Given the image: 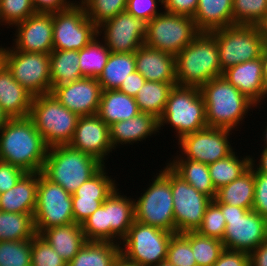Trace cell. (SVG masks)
Masks as SVG:
<instances>
[{"label": "cell", "mask_w": 267, "mask_h": 266, "mask_svg": "<svg viewBox=\"0 0 267 266\" xmlns=\"http://www.w3.org/2000/svg\"><path fill=\"white\" fill-rule=\"evenodd\" d=\"M48 148L29 117L10 119L0 130V160L26 173L42 171Z\"/></svg>", "instance_id": "obj_1"}, {"label": "cell", "mask_w": 267, "mask_h": 266, "mask_svg": "<svg viewBox=\"0 0 267 266\" xmlns=\"http://www.w3.org/2000/svg\"><path fill=\"white\" fill-rule=\"evenodd\" d=\"M179 86L201 88L211 79L223 76L216 39L211 32H200L175 56Z\"/></svg>", "instance_id": "obj_2"}, {"label": "cell", "mask_w": 267, "mask_h": 266, "mask_svg": "<svg viewBox=\"0 0 267 266\" xmlns=\"http://www.w3.org/2000/svg\"><path fill=\"white\" fill-rule=\"evenodd\" d=\"M200 91L205 101L208 127L236 130L250 109L257 107L224 76L211 79Z\"/></svg>", "instance_id": "obj_3"}, {"label": "cell", "mask_w": 267, "mask_h": 266, "mask_svg": "<svg viewBox=\"0 0 267 266\" xmlns=\"http://www.w3.org/2000/svg\"><path fill=\"white\" fill-rule=\"evenodd\" d=\"M104 164L96 157L67 145L48 148L41 173L51 182L73 194L94 176Z\"/></svg>", "instance_id": "obj_4"}, {"label": "cell", "mask_w": 267, "mask_h": 266, "mask_svg": "<svg viewBox=\"0 0 267 266\" xmlns=\"http://www.w3.org/2000/svg\"><path fill=\"white\" fill-rule=\"evenodd\" d=\"M159 130L169 124L178 140L187 134L208 127L206 122V106L200 88L189 86H173L169 92L165 110L158 119Z\"/></svg>", "instance_id": "obj_5"}, {"label": "cell", "mask_w": 267, "mask_h": 266, "mask_svg": "<svg viewBox=\"0 0 267 266\" xmlns=\"http://www.w3.org/2000/svg\"><path fill=\"white\" fill-rule=\"evenodd\" d=\"M29 118L48 147L71 142L80 116L63 106L52 93L33 96Z\"/></svg>", "instance_id": "obj_6"}, {"label": "cell", "mask_w": 267, "mask_h": 266, "mask_svg": "<svg viewBox=\"0 0 267 266\" xmlns=\"http://www.w3.org/2000/svg\"><path fill=\"white\" fill-rule=\"evenodd\" d=\"M156 173L141 196L134 199L135 220L176 233L171 190V168L166 164ZM157 175V176H156Z\"/></svg>", "instance_id": "obj_7"}, {"label": "cell", "mask_w": 267, "mask_h": 266, "mask_svg": "<svg viewBox=\"0 0 267 266\" xmlns=\"http://www.w3.org/2000/svg\"><path fill=\"white\" fill-rule=\"evenodd\" d=\"M216 39L221 69L261 57L265 44L261 26L233 25L211 31Z\"/></svg>", "instance_id": "obj_8"}, {"label": "cell", "mask_w": 267, "mask_h": 266, "mask_svg": "<svg viewBox=\"0 0 267 266\" xmlns=\"http://www.w3.org/2000/svg\"><path fill=\"white\" fill-rule=\"evenodd\" d=\"M226 220L224 237L221 240L225 249L252 252L267 240V219L238 206L216 203Z\"/></svg>", "instance_id": "obj_9"}, {"label": "cell", "mask_w": 267, "mask_h": 266, "mask_svg": "<svg viewBox=\"0 0 267 266\" xmlns=\"http://www.w3.org/2000/svg\"><path fill=\"white\" fill-rule=\"evenodd\" d=\"M174 233L134 220L122 240L121 254L140 266H154L166 261Z\"/></svg>", "instance_id": "obj_10"}, {"label": "cell", "mask_w": 267, "mask_h": 266, "mask_svg": "<svg viewBox=\"0 0 267 266\" xmlns=\"http://www.w3.org/2000/svg\"><path fill=\"white\" fill-rule=\"evenodd\" d=\"M199 33L192 17L163 11L148 22L144 44L176 56Z\"/></svg>", "instance_id": "obj_11"}, {"label": "cell", "mask_w": 267, "mask_h": 266, "mask_svg": "<svg viewBox=\"0 0 267 266\" xmlns=\"http://www.w3.org/2000/svg\"><path fill=\"white\" fill-rule=\"evenodd\" d=\"M36 234L55 226L74 222L72 194L63 187L48 180L39 172L36 207L33 215Z\"/></svg>", "instance_id": "obj_12"}, {"label": "cell", "mask_w": 267, "mask_h": 266, "mask_svg": "<svg viewBox=\"0 0 267 266\" xmlns=\"http://www.w3.org/2000/svg\"><path fill=\"white\" fill-rule=\"evenodd\" d=\"M4 64L14 79L33 96L52 91L50 54L22 52L13 47H4Z\"/></svg>", "instance_id": "obj_13"}, {"label": "cell", "mask_w": 267, "mask_h": 266, "mask_svg": "<svg viewBox=\"0 0 267 266\" xmlns=\"http://www.w3.org/2000/svg\"><path fill=\"white\" fill-rule=\"evenodd\" d=\"M98 37V27L77 1L72 7L53 13V50H81Z\"/></svg>", "instance_id": "obj_14"}, {"label": "cell", "mask_w": 267, "mask_h": 266, "mask_svg": "<svg viewBox=\"0 0 267 266\" xmlns=\"http://www.w3.org/2000/svg\"><path fill=\"white\" fill-rule=\"evenodd\" d=\"M233 131L224 128L206 127L183 136L178 140L179 155L174 159H189L207 165L226 158L234 148L229 142ZM180 156V157H179Z\"/></svg>", "instance_id": "obj_15"}, {"label": "cell", "mask_w": 267, "mask_h": 266, "mask_svg": "<svg viewBox=\"0 0 267 266\" xmlns=\"http://www.w3.org/2000/svg\"><path fill=\"white\" fill-rule=\"evenodd\" d=\"M176 233L197 231L212 199L197 191L171 169Z\"/></svg>", "instance_id": "obj_16"}, {"label": "cell", "mask_w": 267, "mask_h": 266, "mask_svg": "<svg viewBox=\"0 0 267 266\" xmlns=\"http://www.w3.org/2000/svg\"><path fill=\"white\" fill-rule=\"evenodd\" d=\"M148 22L123 11L98 26V36L113 53L135 52L144 44Z\"/></svg>", "instance_id": "obj_17"}, {"label": "cell", "mask_w": 267, "mask_h": 266, "mask_svg": "<svg viewBox=\"0 0 267 266\" xmlns=\"http://www.w3.org/2000/svg\"><path fill=\"white\" fill-rule=\"evenodd\" d=\"M11 46L22 52L50 54L53 51V13H35L15 24Z\"/></svg>", "instance_id": "obj_18"}, {"label": "cell", "mask_w": 267, "mask_h": 266, "mask_svg": "<svg viewBox=\"0 0 267 266\" xmlns=\"http://www.w3.org/2000/svg\"><path fill=\"white\" fill-rule=\"evenodd\" d=\"M51 93L68 110L79 116L98 113L102 93L96 78H81L71 83L54 86Z\"/></svg>", "instance_id": "obj_19"}, {"label": "cell", "mask_w": 267, "mask_h": 266, "mask_svg": "<svg viewBox=\"0 0 267 266\" xmlns=\"http://www.w3.org/2000/svg\"><path fill=\"white\" fill-rule=\"evenodd\" d=\"M69 145L96 157L106 165V157L114 150L110 140V127L96 114L80 116Z\"/></svg>", "instance_id": "obj_20"}, {"label": "cell", "mask_w": 267, "mask_h": 266, "mask_svg": "<svg viewBox=\"0 0 267 266\" xmlns=\"http://www.w3.org/2000/svg\"><path fill=\"white\" fill-rule=\"evenodd\" d=\"M223 76L230 84L251 100L257 108L267 98L261 57L232 66L224 71Z\"/></svg>", "instance_id": "obj_21"}, {"label": "cell", "mask_w": 267, "mask_h": 266, "mask_svg": "<svg viewBox=\"0 0 267 266\" xmlns=\"http://www.w3.org/2000/svg\"><path fill=\"white\" fill-rule=\"evenodd\" d=\"M135 67L146 81L177 85L175 55L173 54L143 44L135 51Z\"/></svg>", "instance_id": "obj_22"}, {"label": "cell", "mask_w": 267, "mask_h": 266, "mask_svg": "<svg viewBox=\"0 0 267 266\" xmlns=\"http://www.w3.org/2000/svg\"><path fill=\"white\" fill-rule=\"evenodd\" d=\"M110 127L112 148L118 145L138 143L159 132L158 119L149 113L140 112L133 118L113 123Z\"/></svg>", "instance_id": "obj_23"}, {"label": "cell", "mask_w": 267, "mask_h": 266, "mask_svg": "<svg viewBox=\"0 0 267 266\" xmlns=\"http://www.w3.org/2000/svg\"><path fill=\"white\" fill-rule=\"evenodd\" d=\"M33 95L20 85L4 64L0 69V106L13 118L29 117Z\"/></svg>", "instance_id": "obj_24"}, {"label": "cell", "mask_w": 267, "mask_h": 266, "mask_svg": "<svg viewBox=\"0 0 267 266\" xmlns=\"http://www.w3.org/2000/svg\"><path fill=\"white\" fill-rule=\"evenodd\" d=\"M119 190L117 187L106 199V218L110 225V242L120 245L135 220V212L134 199Z\"/></svg>", "instance_id": "obj_25"}, {"label": "cell", "mask_w": 267, "mask_h": 266, "mask_svg": "<svg viewBox=\"0 0 267 266\" xmlns=\"http://www.w3.org/2000/svg\"><path fill=\"white\" fill-rule=\"evenodd\" d=\"M39 172L25 173L10 190L0 194V211L34 213Z\"/></svg>", "instance_id": "obj_26"}, {"label": "cell", "mask_w": 267, "mask_h": 266, "mask_svg": "<svg viewBox=\"0 0 267 266\" xmlns=\"http://www.w3.org/2000/svg\"><path fill=\"white\" fill-rule=\"evenodd\" d=\"M40 236L67 264L87 242L81 225L76 223L45 229Z\"/></svg>", "instance_id": "obj_27"}, {"label": "cell", "mask_w": 267, "mask_h": 266, "mask_svg": "<svg viewBox=\"0 0 267 266\" xmlns=\"http://www.w3.org/2000/svg\"><path fill=\"white\" fill-rule=\"evenodd\" d=\"M193 20L200 32L233 26V0H198Z\"/></svg>", "instance_id": "obj_28"}, {"label": "cell", "mask_w": 267, "mask_h": 266, "mask_svg": "<svg viewBox=\"0 0 267 266\" xmlns=\"http://www.w3.org/2000/svg\"><path fill=\"white\" fill-rule=\"evenodd\" d=\"M134 97L115 90H102L97 115L108 125L133 118L140 113Z\"/></svg>", "instance_id": "obj_29"}, {"label": "cell", "mask_w": 267, "mask_h": 266, "mask_svg": "<svg viewBox=\"0 0 267 266\" xmlns=\"http://www.w3.org/2000/svg\"><path fill=\"white\" fill-rule=\"evenodd\" d=\"M254 193V170L250 166L237 179L220 187L213 201L252 210Z\"/></svg>", "instance_id": "obj_30"}, {"label": "cell", "mask_w": 267, "mask_h": 266, "mask_svg": "<svg viewBox=\"0 0 267 266\" xmlns=\"http://www.w3.org/2000/svg\"><path fill=\"white\" fill-rule=\"evenodd\" d=\"M172 160V161H171ZM166 163L178 176L188 182L200 193L207 195L212 200L215 199L217 190L215 189L208 165L189 159H171Z\"/></svg>", "instance_id": "obj_31"}, {"label": "cell", "mask_w": 267, "mask_h": 266, "mask_svg": "<svg viewBox=\"0 0 267 266\" xmlns=\"http://www.w3.org/2000/svg\"><path fill=\"white\" fill-rule=\"evenodd\" d=\"M120 253L119 244L87 241L67 266H112Z\"/></svg>", "instance_id": "obj_32"}, {"label": "cell", "mask_w": 267, "mask_h": 266, "mask_svg": "<svg viewBox=\"0 0 267 266\" xmlns=\"http://www.w3.org/2000/svg\"><path fill=\"white\" fill-rule=\"evenodd\" d=\"M50 76L52 88L84 78L80 70L79 51L53 50L50 53Z\"/></svg>", "instance_id": "obj_33"}, {"label": "cell", "mask_w": 267, "mask_h": 266, "mask_svg": "<svg viewBox=\"0 0 267 266\" xmlns=\"http://www.w3.org/2000/svg\"><path fill=\"white\" fill-rule=\"evenodd\" d=\"M134 71H136L135 52H111L103 72L97 79L102 90H115L119 89L123 81L128 78V75Z\"/></svg>", "instance_id": "obj_34"}, {"label": "cell", "mask_w": 267, "mask_h": 266, "mask_svg": "<svg viewBox=\"0 0 267 266\" xmlns=\"http://www.w3.org/2000/svg\"><path fill=\"white\" fill-rule=\"evenodd\" d=\"M172 88L171 83L146 81L135 97L140 111L152 114L159 119L165 110L169 92Z\"/></svg>", "instance_id": "obj_35"}, {"label": "cell", "mask_w": 267, "mask_h": 266, "mask_svg": "<svg viewBox=\"0 0 267 266\" xmlns=\"http://www.w3.org/2000/svg\"><path fill=\"white\" fill-rule=\"evenodd\" d=\"M34 213L0 211V241H21L35 235Z\"/></svg>", "instance_id": "obj_36"}, {"label": "cell", "mask_w": 267, "mask_h": 266, "mask_svg": "<svg viewBox=\"0 0 267 266\" xmlns=\"http://www.w3.org/2000/svg\"><path fill=\"white\" fill-rule=\"evenodd\" d=\"M236 153V154H235ZM237 152L233 151L226 158L209 164L208 169L212 183L216 190L227 185L243 174L251 165V156L239 158Z\"/></svg>", "instance_id": "obj_37"}, {"label": "cell", "mask_w": 267, "mask_h": 266, "mask_svg": "<svg viewBox=\"0 0 267 266\" xmlns=\"http://www.w3.org/2000/svg\"><path fill=\"white\" fill-rule=\"evenodd\" d=\"M110 53L99 36L79 50V64L83 77L97 79L103 72Z\"/></svg>", "instance_id": "obj_38"}, {"label": "cell", "mask_w": 267, "mask_h": 266, "mask_svg": "<svg viewBox=\"0 0 267 266\" xmlns=\"http://www.w3.org/2000/svg\"><path fill=\"white\" fill-rule=\"evenodd\" d=\"M190 242L197 266H213L225 249L223 242L196 231L182 233Z\"/></svg>", "instance_id": "obj_39"}, {"label": "cell", "mask_w": 267, "mask_h": 266, "mask_svg": "<svg viewBox=\"0 0 267 266\" xmlns=\"http://www.w3.org/2000/svg\"><path fill=\"white\" fill-rule=\"evenodd\" d=\"M113 179L108 176L106 165H104L94 176L78 187L72 197L87 201H105L117 188V181Z\"/></svg>", "instance_id": "obj_40"}, {"label": "cell", "mask_w": 267, "mask_h": 266, "mask_svg": "<svg viewBox=\"0 0 267 266\" xmlns=\"http://www.w3.org/2000/svg\"><path fill=\"white\" fill-rule=\"evenodd\" d=\"M267 19V0H233V25L261 26Z\"/></svg>", "instance_id": "obj_41"}, {"label": "cell", "mask_w": 267, "mask_h": 266, "mask_svg": "<svg viewBox=\"0 0 267 266\" xmlns=\"http://www.w3.org/2000/svg\"><path fill=\"white\" fill-rule=\"evenodd\" d=\"M88 18L98 27L104 21L126 11L127 0H80Z\"/></svg>", "instance_id": "obj_42"}, {"label": "cell", "mask_w": 267, "mask_h": 266, "mask_svg": "<svg viewBox=\"0 0 267 266\" xmlns=\"http://www.w3.org/2000/svg\"><path fill=\"white\" fill-rule=\"evenodd\" d=\"M32 239L0 241V266H31Z\"/></svg>", "instance_id": "obj_43"}, {"label": "cell", "mask_w": 267, "mask_h": 266, "mask_svg": "<svg viewBox=\"0 0 267 266\" xmlns=\"http://www.w3.org/2000/svg\"><path fill=\"white\" fill-rule=\"evenodd\" d=\"M87 241L110 242V225H107L106 200L82 224Z\"/></svg>", "instance_id": "obj_44"}, {"label": "cell", "mask_w": 267, "mask_h": 266, "mask_svg": "<svg viewBox=\"0 0 267 266\" xmlns=\"http://www.w3.org/2000/svg\"><path fill=\"white\" fill-rule=\"evenodd\" d=\"M35 13L33 0H0V20L7 28H13Z\"/></svg>", "instance_id": "obj_45"}, {"label": "cell", "mask_w": 267, "mask_h": 266, "mask_svg": "<svg viewBox=\"0 0 267 266\" xmlns=\"http://www.w3.org/2000/svg\"><path fill=\"white\" fill-rule=\"evenodd\" d=\"M166 261L174 266H197L190 242L182 233L172 235Z\"/></svg>", "instance_id": "obj_46"}, {"label": "cell", "mask_w": 267, "mask_h": 266, "mask_svg": "<svg viewBox=\"0 0 267 266\" xmlns=\"http://www.w3.org/2000/svg\"><path fill=\"white\" fill-rule=\"evenodd\" d=\"M31 266H67L51 245L39 234L32 238Z\"/></svg>", "instance_id": "obj_47"}, {"label": "cell", "mask_w": 267, "mask_h": 266, "mask_svg": "<svg viewBox=\"0 0 267 266\" xmlns=\"http://www.w3.org/2000/svg\"><path fill=\"white\" fill-rule=\"evenodd\" d=\"M226 220L221 208L212 200L208 205L202 223L196 232L203 236L222 240L224 237Z\"/></svg>", "instance_id": "obj_48"}, {"label": "cell", "mask_w": 267, "mask_h": 266, "mask_svg": "<svg viewBox=\"0 0 267 266\" xmlns=\"http://www.w3.org/2000/svg\"><path fill=\"white\" fill-rule=\"evenodd\" d=\"M158 2L163 5V0H127L126 11L138 19L149 22L162 13L158 8Z\"/></svg>", "instance_id": "obj_49"}, {"label": "cell", "mask_w": 267, "mask_h": 266, "mask_svg": "<svg viewBox=\"0 0 267 266\" xmlns=\"http://www.w3.org/2000/svg\"><path fill=\"white\" fill-rule=\"evenodd\" d=\"M255 193L252 209L267 219V174L254 171Z\"/></svg>", "instance_id": "obj_50"}, {"label": "cell", "mask_w": 267, "mask_h": 266, "mask_svg": "<svg viewBox=\"0 0 267 266\" xmlns=\"http://www.w3.org/2000/svg\"><path fill=\"white\" fill-rule=\"evenodd\" d=\"M26 172L0 160V194L13 188Z\"/></svg>", "instance_id": "obj_51"}, {"label": "cell", "mask_w": 267, "mask_h": 266, "mask_svg": "<svg viewBox=\"0 0 267 266\" xmlns=\"http://www.w3.org/2000/svg\"><path fill=\"white\" fill-rule=\"evenodd\" d=\"M103 202L79 200V197H72L74 222L81 225Z\"/></svg>", "instance_id": "obj_52"}, {"label": "cell", "mask_w": 267, "mask_h": 266, "mask_svg": "<svg viewBox=\"0 0 267 266\" xmlns=\"http://www.w3.org/2000/svg\"><path fill=\"white\" fill-rule=\"evenodd\" d=\"M198 0H163L164 12L194 17Z\"/></svg>", "instance_id": "obj_53"}, {"label": "cell", "mask_w": 267, "mask_h": 266, "mask_svg": "<svg viewBox=\"0 0 267 266\" xmlns=\"http://www.w3.org/2000/svg\"><path fill=\"white\" fill-rule=\"evenodd\" d=\"M213 266H250L249 253L224 249Z\"/></svg>", "instance_id": "obj_54"}, {"label": "cell", "mask_w": 267, "mask_h": 266, "mask_svg": "<svg viewBox=\"0 0 267 266\" xmlns=\"http://www.w3.org/2000/svg\"><path fill=\"white\" fill-rule=\"evenodd\" d=\"M76 2V0H33V6L36 13H54L69 9Z\"/></svg>", "instance_id": "obj_55"}, {"label": "cell", "mask_w": 267, "mask_h": 266, "mask_svg": "<svg viewBox=\"0 0 267 266\" xmlns=\"http://www.w3.org/2000/svg\"><path fill=\"white\" fill-rule=\"evenodd\" d=\"M145 82L146 79L141 75V73L134 71L128 75V78L123 81L118 90L135 98L138 94V90Z\"/></svg>", "instance_id": "obj_56"}, {"label": "cell", "mask_w": 267, "mask_h": 266, "mask_svg": "<svg viewBox=\"0 0 267 266\" xmlns=\"http://www.w3.org/2000/svg\"><path fill=\"white\" fill-rule=\"evenodd\" d=\"M250 266H267V240L249 253Z\"/></svg>", "instance_id": "obj_57"}, {"label": "cell", "mask_w": 267, "mask_h": 266, "mask_svg": "<svg viewBox=\"0 0 267 266\" xmlns=\"http://www.w3.org/2000/svg\"><path fill=\"white\" fill-rule=\"evenodd\" d=\"M256 159L251 156V167L255 172L267 174V148H263L258 163ZM257 165H256V164Z\"/></svg>", "instance_id": "obj_58"}, {"label": "cell", "mask_w": 267, "mask_h": 266, "mask_svg": "<svg viewBox=\"0 0 267 266\" xmlns=\"http://www.w3.org/2000/svg\"><path fill=\"white\" fill-rule=\"evenodd\" d=\"M261 60H262V68H263V80L264 86L267 89V42H265L262 53H261Z\"/></svg>", "instance_id": "obj_59"}, {"label": "cell", "mask_w": 267, "mask_h": 266, "mask_svg": "<svg viewBox=\"0 0 267 266\" xmlns=\"http://www.w3.org/2000/svg\"><path fill=\"white\" fill-rule=\"evenodd\" d=\"M112 266H140L137 263L128 260L124 255L121 253L119 256L116 258Z\"/></svg>", "instance_id": "obj_60"}, {"label": "cell", "mask_w": 267, "mask_h": 266, "mask_svg": "<svg viewBox=\"0 0 267 266\" xmlns=\"http://www.w3.org/2000/svg\"><path fill=\"white\" fill-rule=\"evenodd\" d=\"M10 120L9 116L4 112L0 106V130L5 126V124Z\"/></svg>", "instance_id": "obj_61"}, {"label": "cell", "mask_w": 267, "mask_h": 266, "mask_svg": "<svg viewBox=\"0 0 267 266\" xmlns=\"http://www.w3.org/2000/svg\"><path fill=\"white\" fill-rule=\"evenodd\" d=\"M4 65V50H3V46H0V69L2 68V66Z\"/></svg>", "instance_id": "obj_62"}, {"label": "cell", "mask_w": 267, "mask_h": 266, "mask_svg": "<svg viewBox=\"0 0 267 266\" xmlns=\"http://www.w3.org/2000/svg\"><path fill=\"white\" fill-rule=\"evenodd\" d=\"M263 33H264V39L265 42H267V19L266 21L261 25Z\"/></svg>", "instance_id": "obj_63"}, {"label": "cell", "mask_w": 267, "mask_h": 266, "mask_svg": "<svg viewBox=\"0 0 267 266\" xmlns=\"http://www.w3.org/2000/svg\"><path fill=\"white\" fill-rule=\"evenodd\" d=\"M265 123H267V122H265ZM265 127H266V128L264 129L265 132H263L264 135H263L262 138H263V140H264V142H265V143H264V145H265L264 148H267V125H265Z\"/></svg>", "instance_id": "obj_64"}, {"label": "cell", "mask_w": 267, "mask_h": 266, "mask_svg": "<svg viewBox=\"0 0 267 266\" xmlns=\"http://www.w3.org/2000/svg\"><path fill=\"white\" fill-rule=\"evenodd\" d=\"M154 266H174V265H171L170 263H168L167 261H164V262H161L157 265H154Z\"/></svg>", "instance_id": "obj_65"}]
</instances>
